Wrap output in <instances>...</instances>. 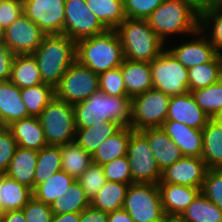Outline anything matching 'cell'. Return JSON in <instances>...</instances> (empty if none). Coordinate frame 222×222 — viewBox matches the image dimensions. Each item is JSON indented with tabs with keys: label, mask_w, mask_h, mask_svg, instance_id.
<instances>
[{
	"label": "cell",
	"mask_w": 222,
	"mask_h": 222,
	"mask_svg": "<svg viewBox=\"0 0 222 222\" xmlns=\"http://www.w3.org/2000/svg\"><path fill=\"white\" fill-rule=\"evenodd\" d=\"M160 222H182L181 217L165 216Z\"/></svg>",
	"instance_id": "cell-55"
},
{
	"label": "cell",
	"mask_w": 222,
	"mask_h": 222,
	"mask_svg": "<svg viewBox=\"0 0 222 222\" xmlns=\"http://www.w3.org/2000/svg\"><path fill=\"white\" fill-rule=\"evenodd\" d=\"M140 132L147 138L161 172L184 157L182 151L161 128H148Z\"/></svg>",
	"instance_id": "cell-19"
},
{
	"label": "cell",
	"mask_w": 222,
	"mask_h": 222,
	"mask_svg": "<svg viewBox=\"0 0 222 222\" xmlns=\"http://www.w3.org/2000/svg\"><path fill=\"white\" fill-rule=\"evenodd\" d=\"M134 130L122 126L115 134L108 137L92 155L93 163L103 165L117 158L127 156L128 142Z\"/></svg>",
	"instance_id": "cell-26"
},
{
	"label": "cell",
	"mask_w": 222,
	"mask_h": 222,
	"mask_svg": "<svg viewBox=\"0 0 222 222\" xmlns=\"http://www.w3.org/2000/svg\"><path fill=\"white\" fill-rule=\"evenodd\" d=\"M122 209L134 222H160L166 216L158 184H130Z\"/></svg>",
	"instance_id": "cell-7"
},
{
	"label": "cell",
	"mask_w": 222,
	"mask_h": 222,
	"mask_svg": "<svg viewBox=\"0 0 222 222\" xmlns=\"http://www.w3.org/2000/svg\"><path fill=\"white\" fill-rule=\"evenodd\" d=\"M88 206H90V199L81 184L75 180L68 188V192L63 197L54 200L50 208L53 214L60 215L64 213H80Z\"/></svg>",
	"instance_id": "cell-36"
},
{
	"label": "cell",
	"mask_w": 222,
	"mask_h": 222,
	"mask_svg": "<svg viewBox=\"0 0 222 222\" xmlns=\"http://www.w3.org/2000/svg\"><path fill=\"white\" fill-rule=\"evenodd\" d=\"M124 59L116 30H107L76 42V60L96 74L121 66Z\"/></svg>",
	"instance_id": "cell-3"
},
{
	"label": "cell",
	"mask_w": 222,
	"mask_h": 222,
	"mask_svg": "<svg viewBox=\"0 0 222 222\" xmlns=\"http://www.w3.org/2000/svg\"><path fill=\"white\" fill-rule=\"evenodd\" d=\"M32 55L37 61L43 83L55 88L76 60V42L65 34L45 35Z\"/></svg>",
	"instance_id": "cell-2"
},
{
	"label": "cell",
	"mask_w": 222,
	"mask_h": 222,
	"mask_svg": "<svg viewBox=\"0 0 222 222\" xmlns=\"http://www.w3.org/2000/svg\"><path fill=\"white\" fill-rule=\"evenodd\" d=\"M62 170L75 180L93 163L92 155L87 153L76 141L60 146Z\"/></svg>",
	"instance_id": "cell-29"
},
{
	"label": "cell",
	"mask_w": 222,
	"mask_h": 222,
	"mask_svg": "<svg viewBox=\"0 0 222 222\" xmlns=\"http://www.w3.org/2000/svg\"><path fill=\"white\" fill-rule=\"evenodd\" d=\"M209 119L207 114L197 105L190 91L170 97L166 121H176L202 130Z\"/></svg>",
	"instance_id": "cell-16"
},
{
	"label": "cell",
	"mask_w": 222,
	"mask_h": 222,
	"mask_svg": "<svg viewBox=\"0 0 222 222\" xmlns=\"http://www.w3.org/2000/svg\"><path fill=\"white\" fill-rule=\"evenodd\" d=\"M85 1L90 11L108 30H115L127 18L123 0Z\"/></svg>",
	"instance_id": "cell-30"
},
{
	"label": "cell",
	"mask_w": 222,
	"mask_h": 222,
	"mask_svg": "<svg viewBox=\"0 0 222 222\" xmlns=\"http://www.w3.org/2000/svg\"><path fill=\"white\" fill-rule=\"evenodd\" d=\"M91 200L105 185L107 179L102 165L92 163L77 180Z\"/></svg>",
	"instance_id": "cell-40"
},
{
	"label": "cell",
	"mask_w": 222,
	"mask_h": 222,
	"mask_svg": "<svg viewBox=\"0 0 222 222\" xmlns=\"http://www.w3.org/2000/svg\"><path fill=\"white\" fill-rule=\"evenodd\" d=\"M149 26L165 43L167 35H201L200 14L181 0H164L147 18Z\"/></svg>",
	"instance_id": "cell-4"
},
{
	"label": "cell",
	"mask_w": 222,
	"mask_h": 222,
	"mask_svg": "<svg viewBox=\"0 0 222 222\" xmlns=\"http://www.w3.org/2000/svg\"><path fill=\"white\" fill-rule=\"evenodd\" d=\"M5 212H6L5 209L0 204V222H3Z\"/></svg>",
	"instance_id": "cell-57"
},
{
	"label": "cell",
	"mask_w": 222,
	"mask_h": 222,
	"mask_svg": "<svg viewBox=\"0 0 222 222\" xmlns=\"http://www.w3.org/2000/svg\"><path fill=\"white\" fill-rule=\"evenodd\" d=\"M21 148L40 151L47 146L39 117L16 120L7 126Z\"/></svg>",
	"instance_id": "cell-22"
},
{
	"label": "cell",
	"mask_w": 222,
	"mask_h": 222,
	"mask_svg": "<svg viewBox=\"0 0 222 222\" xmlns=\"http://www.w3.org/2000/svg\"><path fill=\"white\" fill-rule=\"evenodd\" d=\"M76 128L105 125L115 121L121 126H130L131 98L128 96H110L98 90L88 99L73 105Z\"/></svg>",
	"instance_id": "cell-1"
},
{
	"label": "cell",
	"mask_w": 222,
	"mask_h": 222,
	"mask_svg": "<svg viewBox=\"0 0 222 222\" xmlns=\"http://www.w3.org/2000/svg\"><path fill=\"white\" fill-rule=\"evenodd\" d=\"M4 127H6V126L4 125V123H3V121H2V119H1V117H0V129H2V128H4Z\"/></svg>",
	"instance_id": "cell-59"
},
{
	"label": "cell",
	"mask_w": 222,
	"mask_h": 222,
	"mask_svg": "<svg viewBox=\"0 0 222 222\" xmlns=\"http://www.w3.org/2000/svg\"><path fill=\"white\" fill-rule=\"evenodd\" d=\"M22 211L26 222H51L53 217L50 205L38 201L34 197L24 205Z\"/></svg>",
	"instance_id": "cell-47"
},
{
	"label": "cell",
	"mask_w": 222,
	"mask_h": 222,
	"mask_svg": "<svg viewBox=\"0 0 222 222\" xmlns=\"http://www.w3.org/2000/svg\"><path fill=\"white\" fill-rule=\"evenodd\" d=\"M3 43V30L0 28V44Z\"/></svg>",
	"instance_id": "cell-58"
},
{
	"label": "cell",
	"mask_w": 222,
	"mask_h": 222,
	"mask_svg": "<svg viewBox=\"0 0 222 222\" xmlns=\"http://www.w3.org/2000/svg\"><path fill=\"white\" fill-rule=\"evenodd\" d=\"M15 54L4 43L0 44V82L8 81Z\"/></svg>",
	"instance_id": "cell-49"
},
{
	"label": "cell",
	"mask_w": 222,
	"mask_h": 222,
	"mask_svg": "<svg viewBox=\"0 0 222 222\" xmlns=\"http://www.w3.org/2000/svg\"><path fill=\"white\" fill-rule=\"evenodd\" d=\"M132 183L158 184L162 172L159 169L147 138L140 131H133L127 151Z\"/></svg>",
	"instance_id": "cell-11"
},
{
	"label": "cell",
	"mask_w": 222,
	"mask_h": 222,
	"mask_svg": "<svg viewBox=\"0 0 222 222\" xmlns=\"http://www.w3.org/2000/svg\"><path fill=\"white\" fill-rule=\"evenodd\" d=\"M213 6L217 10H221L222 11V0H214Z\"/></svg>",
	"instance_id": "cell-56"
},
{
	"label": "cell",
	"mask_w": 222,
	"mask_h": 222,
	"mask_svg": "<svg viewBox=\"0 0 222 222\" xmlns=\"http://www.w3.org/2000/svg\"><path fill=\"white\" fill-rule=\"evenodd\" d=\"M161 129L169 136L186 157H201L203 149L202 130L176 121H165Z\"/></svg>",
	"instance_id": "cell-17"
},
{
	"label": "cell",
	"mask_w": 222,
	"mask_h": 222,
	"mask_svg": "<svg viewBox=\"0 0 222 222\" xmlns=\"http://www.w3.org/2000/svg\"><path fill=\"white\" fill-rule=\"evenodd\" d=\"M0 117L7 127L12 122L30 117L19 89L10 80L0 82Z\"/></svg>",
	"instance_id": "cell-23"
},
{
	"label": "cell",
	"mask_w": 222,
	"mask_h": 222,
	"mask_svg": "<svg viewBox=\"0 0 222 222\" xmlns=\"http://www.w3.org/2000/svg\"><path fill=\"white\" fill-rule=\"evenodd\" d=\"M108 222H134L128 212L124 209L108 213Z\"/></svg>",
	"instance_id": "cell-52"
},
{
	"label": "cell",
	"mask_w": 222,
	"mask_h": 222,
	"mask_svg": "<svg viewBox=\"0 0 222 222\" xmlns=\"http://www.w3.org/2000/svg\"><path fill=\"white\" fill-rule=\"evenodd\" d=\"M107 30L90 11L85 0H65L63 34L77 42L83 38L102 34Z\"/></svg>",
	"instance_id": "cell-12"
},
{
	"label": "cell",
	"mask_w": 222,
	"mask_h": 222,
	"mask_svg": "<svg viewBox=\"0 0 222 222\" xmlns=\"http://www.w3.org/2000/svg\"><path fill=\"white\" fill-rule=\"evenodd\" d=\"M191 94L209 118H217L222 112V79L208 87L191 91Z\"/></svg>",
	"instance_id": "cell-39"
},
{
	"label": "cell",
	"mask_w": 222,
	"mask_h": 222,
	"mask_svg": "<svg viewBox=\"0 0 222 222\" xmlns=\"http://www.w3.org/2000/svg\"><path fill=\"white\" fill-rule=\"evenodd\" d=\"M217 119L222 122V112L219 114V116L217 117Z\"/></svg>",
	"instance_id": "cell-60"
},
{
	"label": "cell",
	"mask_w": 222,
	"mask_h": 222,
	"mask_svg": "<svg viewBox=\"0 0 222 222\" xmlns=\"http://www.w3.org/2000/svg\"><path fill=\"white\" fill-rule=\"evenodd\" d=\"M180 217L182 222H222V210L200 193Z\"/></svg>",
	"instance_id": "cell-35"
},
{
	"label": "cell",
	"mask_w": 222,
	"mask_h": 222,
	"mask_svg": "<svg viewBox=\"0 0 222 222\" xmlns=\"http://www.w3.org/2000/svg\"><path fill=\"white\" fill-rule=\"evenodd\" d=\"M44 32L24 13L3 31V43L15 55L33 54L42 43Z\"/></svg>",
	"instance_id": "cell-14"
},
{
	"label": "cell",
	"mask_w": 222,
	"mask_h": 222,
	"mask_svg": "<svg viewBox=\"0 0 222 222\" xmlns=\"http://www.w3.org/2000/svg\"><path fill=\"white\" fill-rule=\"evenodd\" d=\"M23 14L22 0L0 1V28L4 31Z\"/></svg>",
	"instance_id": "cell-48"
},
{
	"label": "cell",
	"mask_w": 222,
	"mask_h": 222,
	"mask_svg": "<svg viewBox=\"0 0 222 222\" xmlns=\"http://www.w3.org/2000/svg\"><path fill=\"white\" fill-rule=\"evenodd\" d=\"M190 5L200 15L207 11L214 3V0H181Z\"/></svg>",
	"instance_id": "cell-51"
},
{
	"label": "cell",
	"mask_w": 222,
	"mask_h": 222,
	"mask_svg": "<svg viewBox=\"0 0 222 222\" xmlns=\"http://www.w3.org/2000/svg\"><path fill=\"white\" fill-rule=\"evenodd\" d=\"M32 197V189L6 174H0V204L5 211L22 209Z\"/></svg>",
	"instance_id": "cell-28"
},
{
	"label": "cell",
	"mask_w": 222,
	"mask_h": 222,
	"mask_svg": "<svg viewBox=\"0 0 222 222\" xmlns=\"http://www.w3.org/2000/svg\"><path fill=\"white\" fill-rule=\"evenodd\" d=\"M188 74L190 92L219 82L222 79V60L220 53L210 62L189 68Z\"/></svg>",
	"instance_id": "cell-34"
},
{
	"label": "cell",
	"mask_w": 222,
	"mask_h": 222,
	"mask_svg": "<svg viewBox=\"0 0 222 222\" xmlns=\"http://www.w3.org/2000/svg\"><path fill=\"white\" fill-rule=\"evenodd\" d=\"M60 146L47 145L38 151L34 188L62 170Z\"/></svg>",
	"instance_id": "cell-37"
},
{
	"label": "cell",
	"mask_w": 222,
	"mask_h": 222,
	"mask_svg": "<svg viewBox=\"0 0 222 222\" xmlns=\"http://www.w3.org/2000/svg\"><path fill=\"white\" fill-rule=\"evenodd\" d=\"M115 30L125 59L150 62L164 51L165 43L149 26L147 19L126 18Z\"/></svg>",
	"instance_id": "cell-5"
},
{
	"label": "cell",
	"mask_w": 222,
	"mask_h": 222,
	"mask_svg": "<svg viewBox=\"0 0 222 222\" xmlns=\"http://www.w3.org/2000/svg\"><path fill=\"white\" fill-rule=\"evenodd\" d=\"M170 96L155 88L131 98L130 127L134 131L161 128L166 121Z\"/></svg>",
	"instance_id": "cell-8"
},
{
	"label": "cell",
	"mask_w": 222,
	"mask_h": 222,
	"mask_svg": "<svg viewBox=\"0 0 222 222\" xmlns=\"http://www.w3.org/2000/svg\"><path fill=\"white\" fill-rule=\"evenodd\" d=\"M74 181L75 179L72 176L61 170L36 186L32 190L33 197L51 205L54 200L63 197L68 192V188Z\"/></svg>",
	"instance_id": "cell-32"
},
{
	"label": "cell",
	"mask_w": 222,
	"mask_h": 222,
	"mask_svg": "<svg viewBox=\"0 0 222 222\" xmlns=\"http://www.w3.org/2000/svg\"><path fill=\"white\" fill-rule=\"evenodd\" d=\"M99 90L110 96H127L121 66L99 74Z\"/></svg>",
	"instance_id": "cell-42"
},
{
	"label": "cell",
	"mask_w": 222,
	"mask_h": 222,
	"mask_svg": "<svg viewBox=\"0 0 222 222\" xmlns=\"http://www.w3.org/2000/svg\"><path fill=\"white\" fill-rule=\"evenodd\" d=\"M121 73L127 96L133 98L153 88L150 62L124 59Z\"/></svg>",
	"instance_id": "cell-21"
},
{
	"label": "cell",
	"mask_w": 222,
	"mask_h": 222,
	"mask_svg": "<svg viewBox=\"0 0 222 222\" xmlns=\"http://www.w3.org/2000/svg\"><path fill=\"white\" fill-rule=\"evenodd\" d=\"M130 184L106 181L102 189L90 200V205L104 212L122 209Z\"/></svg>",
	"instance_id": "cell-33"
},
{
	"label": "cell",
	"mask_w": 222,
	"mask_h": 222,
	"mask_svg": "<svg viewBox=\"0 0 222 222\" xmlns=\"http://www.w3.org/2000/svg\"><path fill=\"white\" fill-rule=\"evenodd\" d=\"M201 193L222 210V169H207Z\"/></svg>",
	"instance_id": "cell-43"
},
{
	"label": "cell",
	"mask_w": 222,
	"mask_h": 222,
	"mask_svg": "<svg viewBox=\"0 0 222 222\" xmlns=\"http://www.w3.org/2000/svg\"><path fill=\"white\" fill-rule=\"evenodd\" d=\"M104 175L108 181L132 184V174L128 156L117 158L102 165Z\"/></svg>",
	"instance_id": "cell-44"
},
{
	"label": "cell",
	"mask_w": 222,
	"mask_h": 222,
	"mask_svg": "<svg viewBox=\"0 0 222 222\" xmlns=\"http://www.w3.org/2000/svg\"><path fill=\"white\" fill-rule=\"evenodd\" d=\"M79 222H108V213L90 205L80 212Z\"/></svg>",
	"instance_id": "cell-50"
},
{
	"label": "cell",
	"mask_w": 222,
	"mask_h": 222,
	"mask_svg": "<svg viewBox=\"0 0 222 222\" xmlns=\"http://www.w3.org/2000/svg\"><path fill=\"white\" fill-rule=\"evenodd\" d=\"M9 80L19 89L43 83L37 61L32 54L14 56Z\"/></svg>",
	"instance_id": "cell-27"
},
{
	"label": "cell",
	"mask_w": 222,
	"mask_h": 222,
	"mask_svg": "<svg viewBox=\"0 0 222 222\" xmlns=\"http://www.w3.org/2000/svg\"><path fill=\"white\" fill-rule=\"evenodd\" d=\"M127 18L147 19L164 0H123Z\"/></svg>",
	"instance_id": "cell-45"
},
{
	"label": "cell",
	"mask_w": 222,
	"mask_h": 222,
	"mask_svg": "<svg viewBox=\"0 0 222 222\" xmlns=\"http://www.w3.org/2000/svg\"><path fill=\"white\" fill-rule=\"evenodd\" d=\"M205 36L199 39L185 42L178 47L170 48L169 51L183 64L187 69L193 68L198 64L212 61L219 52Z\"/></svg>",
	"instance_id": "cell-20"
},
{
	"label": "cell",
	"mask_w": 222,
	"mask_h": 222,
	"mask_svg": "<svg viewBox=\"0 0 222 222\" xmlns=\"http://www.w3.org/2000/svg\"><path fill=\"white\" fill-rule=\"evenodd\" d=\"M3 222H26L22 209L5 212Z\"/></svg>",
	"instance_id": "cell-53"
},
{
	"label": "cell",
	"mask_w": 222,
	"mask_h": 222,
	"mask_svg": "<svg viewBox=\"0 0 222 222\" xmlns=\"http://www.w3.org/2000/svg\"><path fill=\"white\" fill-rule=\"evenodd\" d=\"M158 187L166 216L180 217L201 193L200 188L179 184L158 183Z\"/></svg>",
	"instance_id": "cell-18"
},
{
	"label": "cell",
	"mask_w": 222,
	"mask_h": 222,
	"mask_svg": "<svg viewBox=\"0 0 222 222\" xmlns=\"http://www.w3.org/2000/svg\"><path fill=\"white\" fill-rule=\"evenodd\" d=\"M37 158V150L18 146L5 174L33 190Z\"/></svg>",
	"instance_id": "cell-25"
},
{
	"label": "cell",
	"mask_w": 222,
	"mask_h": 222,
	"mask_svg": "<svg viewBox=\"0 0 222 222\" xmlns=\"http://www.w3.org/2000/svg\"><path fill=\"white\" fill-rule=\"evenodd\" d=\"M23 13L45 35L63 34L65 0H22Z\"/></svg>",
	"instance_id": "cell-13"
},
{
	"label": "cell",
	"mask_w": 222,
	"mask_h": 222,
	"mask_svg": "<svg viewBox=\"0 0 222 222\" xmlns=\"http://www.w3.org/2000/svg\"><path fill=\"white\" fill-rule=\"evenodd\" d=\"M47 145L62 146L75 141L73 105L54 98L39 116Z\"/></svg>",
	"instance_id": "cell-6"
},
{
	"label": "cell",
	"mask_w": 222,
	"mask_h": 222,
	"mask_svg": "<svg viewBox=\"0 0 222 222\" xmlns=\"http://www.w3.org/2000/svg\"><path fill=\"white\" fill-rule=\"evenodd\" d=\"M203 149L201 158L207 169H222V122L210 118L202 129Z\"/></svg>",
	"instance_id": "cell-24"
},
{
	"label": "cell",
	"mask_w": 222,
	"mask_h": 222,
	"mask_svg": "<svg viewBox=\"0 0 222 222\" xmlns=\"http://www.w3.org/2000/svg\"><path fill=\"white\" fill-rule=\"evenodd\" d=\"M21 98L30 117H39L45 107L55 98V88L49 84L21 89Z\"/></svg>",
	"instance_id": "cell-38"
},
{
	"label": "cell",
	"mask_w": 222,
	"mask_h": 222,
	"mask_svg": "<svg viewBox=\"0 0 222 222\" xmlns=\"http://www.w3.org/2000/svg\"><path fill=\"white\" fill-rule=\"evenodd\" d=\"M80 213L53 214L51 222H79Z\"/></svg>",
	"instance_id": "cell-54"
},
{
	"label": "cell",
	"mask_w": 222,
	"mask_h": 222,
	"mask_svg": "<svg viewBox=\"0 0 222 222\" xmlns=\"http://www.w3.org/2000/svg\"><path fill=\"white\" fill-rule=\"evenodd\" d=\"M98 90L99 74L75 60L55 87V97L74 105L88 99Z\"/></svg>",
	"instance_id": "cell-10"
},
{
	"label": "cell",
	"mask_w": 222,
	"mask_h": 222,
	"mask_svg": "<svg viewBox=\"0 0 222 222\" xmlns=\"http://www.w3.org/2000/svg\"><path fill=\"white\" fill-rule=\"evenodd\" d=\"M122 126L115 121H107L105 125L76 128L75 141L89 154L93 155L98 147Z\"/></svg>",
	"instance_id": "cell-31"
},
{
	"label": "cell",
	"mask_w": 222,
	"mask_h": 222,
	"mask_svg": "<svg viewBox=\"0 0 222 222\" xmlns=\"http://www.w3.org/2000/svg\"><path fill=\"white\" fill-rule=\"evenodd\" d=\"M153 88L172 97L189 92L188 69L168 50L150 61Z\"/></svg>",
	"instance_id": "cell-9"
},
{
	"label": "cell",
	"mask_w": 222,
	"mask_h": 222,
	"mask_svg": "<svg viewBox=\"0 0 222 222\" xmlns=\"http://www.w3.org/2000/svg\"><path fill=\"white\" fill-rule=\"evenodd\" d=\"M207 171L201 157H186L179 159L162 171L159 183L179 184L202 188Z\"/></svg>",
	"instance_id": "cell-15"
},
{
	"label": "cell",
	"mask_w": 222,
	"mask_h": 222,
	"mask_svg": "<svg viewBox=\"0 0 222 222\" xmlns=\"http://www.w3.org/2000/svg\"><path fill=\"white\" fill-rule=\"evenodd\" d=\"M18 147L8 127L0 129V174H5Z\"/></svg>",
	"instance_id": "cell-46"
},
{
	"label": "cell",
	"mask_w": 222,
	"mask_h": 222,
	"mask_svg": "<svg viewBox=\"0 0 222 222\" xmlns=\"http://www.w3.org/2000/svg\"><path fill=\"white\" fill-rule=\"evenodd\" d=\"M214 23V24H212ZM212 27L210 33V42L216 48V50L221 53L222 49V11L217 10L213 5L200 15V28L204 31L207 29L208 25Z\"/></svg>",
	"instance_id": "cell-41"
}]
</instances>
